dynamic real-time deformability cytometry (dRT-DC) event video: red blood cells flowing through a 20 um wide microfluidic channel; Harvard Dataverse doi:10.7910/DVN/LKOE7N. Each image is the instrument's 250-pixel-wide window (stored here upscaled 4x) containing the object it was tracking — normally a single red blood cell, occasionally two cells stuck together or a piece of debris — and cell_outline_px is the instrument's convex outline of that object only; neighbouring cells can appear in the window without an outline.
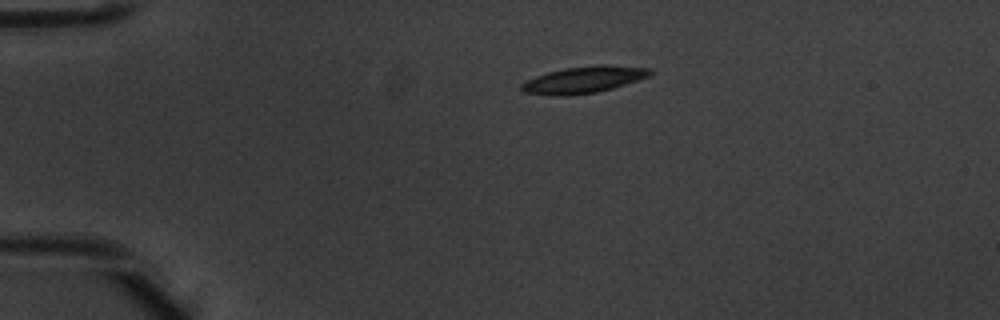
{"species": "common noctule bat (a hibernating species)", "species_latin": "Nyctalus noctula", "temperature_condition": "warm", "stored_images_in_passage": 3, "camera_frame_rate_fps": 3000, "um_per_image_px": 0.085, "animal": {"sex": "male", "body_mass_g": 20.1, "forearm_length_mm": 53.5}, "frame": {"image": 1, "passage_image": 1, "time_ms": 0.0, "image_size_px": [1000, 320], "cell_outline_px": [[652, 72], [648, 76], [612, 88], [596, 92], [556, 96], [524, 92], [520, 88], [520, 84], [536, 76], [548, 72], [564, 68], [600, 64], [608, 64], [652, 68]], "centroid_in_image_um": [49.61, 6.75], "position_along_channel_um": 35.4, "area_um2": 19.77}}
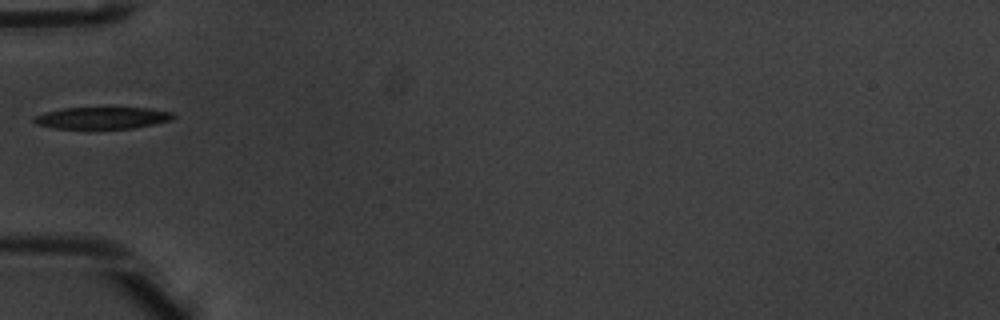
{"frame": {"image": 2, "passage_image": 3, "time_ms": 0.667, "image_size_px": [1000, 320], "cell_outline_px": [[176, 116], [172, 120], [132, 128], [52, 128], [36, 124], [32, 120], [32, 116], [44, 112], [64, 108], [148, 108], [172, 112]], "centroid_in_image_um": [8.65, 10.02], "position_along_channel_um": 76.4, "area_um2": 17.63}}